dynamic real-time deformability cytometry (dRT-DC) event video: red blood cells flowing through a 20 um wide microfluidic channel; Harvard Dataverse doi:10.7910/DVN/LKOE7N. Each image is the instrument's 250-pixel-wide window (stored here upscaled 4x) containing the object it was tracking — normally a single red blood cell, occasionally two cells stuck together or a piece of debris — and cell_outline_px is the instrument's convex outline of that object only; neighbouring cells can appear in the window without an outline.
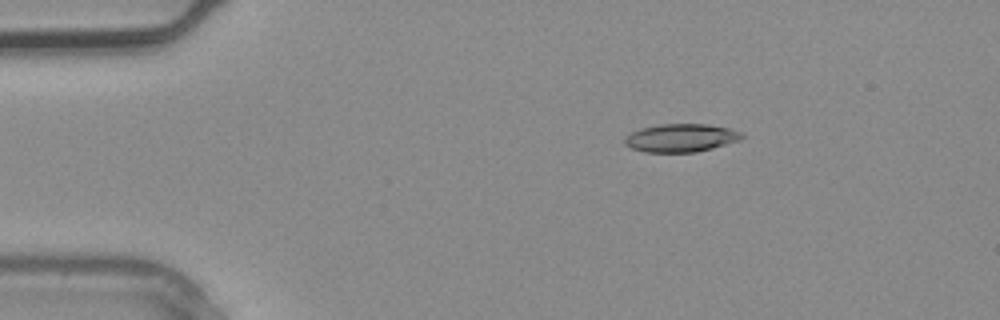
{"species": "common noctule bat (a hibernating species)", "species_latin": "Nyctalus noctula", "temperature_condition": "warm", "stored_images_in_passage": 3, "camera_frame_rate_fps": 3000, "um_per_image_px": 0.085, "animal": {"sex": "male", "body_mass_g": 20.4}, "frame": {"image": 1, "passage_image": 2, "time_ms": 0.333, "image_size_px": [1000, 320], "cell_outline_px": [[744, 136], [740, 140], [712, 148], [696, 152], [644, 152], [632, 148], [624, 144], [624, 136], [640, 128], [660, 124], [708, 124], [728, 128], [740, 132]], "centroid_in_image_um": [57.85, 11.72], "position_along_channel_um": 27.2, "area_um2": 19.19}}